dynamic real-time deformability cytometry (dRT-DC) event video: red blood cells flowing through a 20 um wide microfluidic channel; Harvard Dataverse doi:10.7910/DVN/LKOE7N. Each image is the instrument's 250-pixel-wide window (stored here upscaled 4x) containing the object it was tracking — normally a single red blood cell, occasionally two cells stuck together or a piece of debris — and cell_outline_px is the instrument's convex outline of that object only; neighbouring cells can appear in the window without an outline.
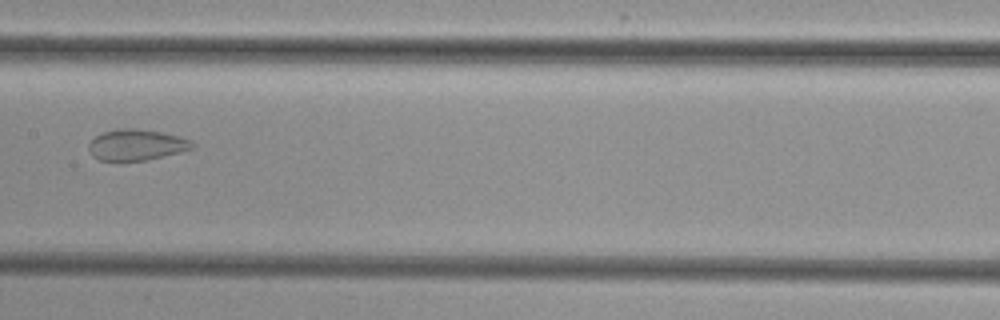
{"species": "common noctule bat (a hibernating species)", "species_latin": "Nyctalus noctula", "temperature_condition": "cold", "stored_images_in_passage": 6, "camera_frame_rate_fps": 3000, "um_per_image_px": 0.085, "animal": {"sex": "female", "body_mass_g": 29.2, "forearm_length_mm": 56.3}, "frame": {"image": 1, "passage_image": 6, "time_ms": 5.667, "image_size_px": [1000, 320], "cell_outline_px": [[196, 148], [148, 160], [116, 164], [100, 160], [92, 156], [88, 152], [88, 144], [96, 136], [104, 132], [120, 128], [136, 128], [160, 132], [180, 136], [192, 140], [196, 144]], "centroid_in_image_um": [11.59, 12.36], "position_along_channel_um": 195.8, "area_um2": 19.54}}